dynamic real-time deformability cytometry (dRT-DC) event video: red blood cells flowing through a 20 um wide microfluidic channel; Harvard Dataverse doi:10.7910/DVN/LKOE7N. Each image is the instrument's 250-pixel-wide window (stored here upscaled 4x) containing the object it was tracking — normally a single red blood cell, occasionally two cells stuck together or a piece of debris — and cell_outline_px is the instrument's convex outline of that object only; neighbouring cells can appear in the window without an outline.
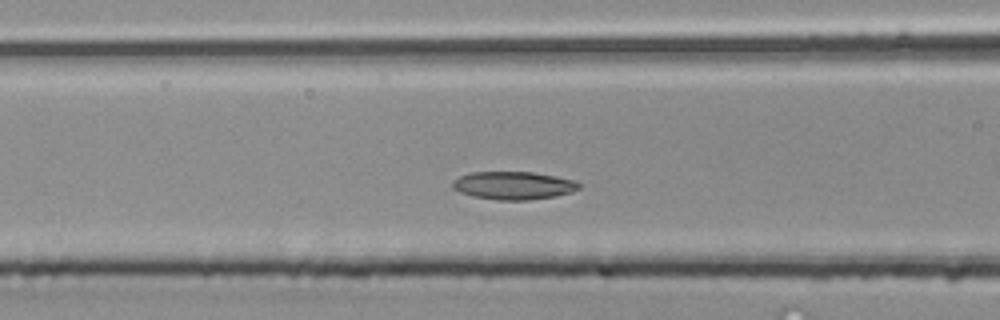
{"species": "common noctule bat (a hibernating species)", "species_latin": "Nyctalus noctula", "temperature_condition": "room temperature", "stored_images_in_passage": 44, "camera_frame_rate_fps": 3000, "um_per_image_px": 0.085, "animal": {"sex": "male", "body_mass_g": 20.4}, "frame": {"image": 1, "passage_image": 13, "time_ms": 4.0, "image_size_px": [1000, 320], "cell_outline_px": [[580, 188], [572, 192], [556, 196], [528, 200], [500, 200], [472, 196], [460, 192], [452, 188], [452, 180], [460, 176], [472, 172], [532, 172], [556, 176], [576, 180], [580, 184]], "centroid_in_image_um": [43.66, 15.76], "position_along_channel_um": 122.9, "area_um2": 20.69}}
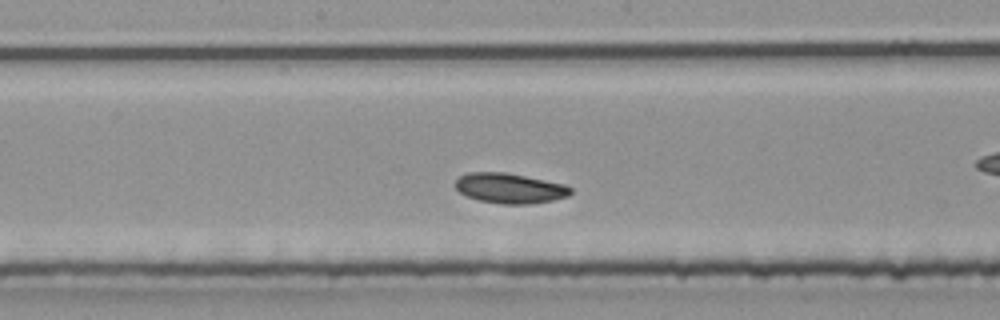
{"frame": {"image": 2, "passage_image": 19, "time_ms": 6.0, "image_size_px": [1000, 320], "cell_outline_px": [[572, 192], [568, 196], [552, 200], [528, 204], [504, 204], [480, 200], [468, 196], [460, 192], [452, 184], [460, 176], [468, 172], [504, 172], [564, 184], [572, 188]], "centroid_in_image_um": [43.31, 15.99], "position_along_channel_um": 204.9, "area_um2": 20.06}}
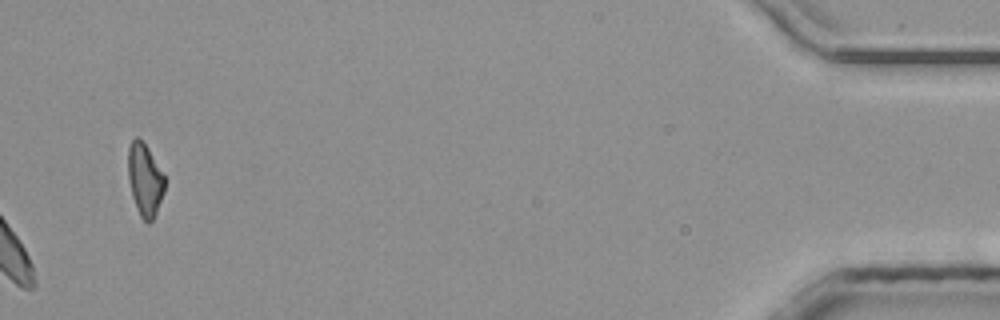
{"frame": {"image": 3, "passage_image": 44, "time_ms": 14.333, "image_size_px": [1000, 320], "cell_outline_px": [[164, 192], [156, 212], [152, 220], [148, 224], [140, 216], [136, 208], [132, 196], [128, 180], [128, 148], [132, 140], [136, 136], [148, 148], [164, 176]], "centroid_in_image_um": [12.29, 15.29], "position_along_channel_um": 422.9, "area_um2": 15.26}}